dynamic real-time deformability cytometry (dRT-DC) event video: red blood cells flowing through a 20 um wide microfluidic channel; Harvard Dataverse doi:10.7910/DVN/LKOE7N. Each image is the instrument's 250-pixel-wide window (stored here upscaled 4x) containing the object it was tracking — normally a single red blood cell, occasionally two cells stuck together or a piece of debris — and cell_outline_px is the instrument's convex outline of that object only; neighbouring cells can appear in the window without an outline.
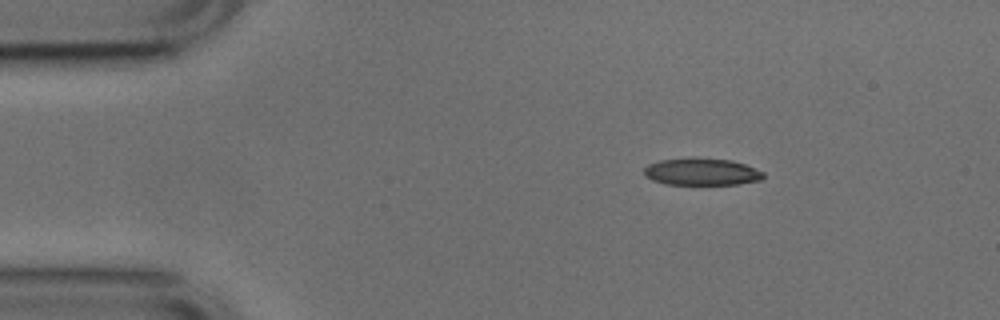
{"species": "common noctule bat (a hibernating species)", "species_latin": "Nyctalus noctula", "temperature_condition": "cold", "stored_images_in_passage": 45, "camera_frame_rate_fps": 3000, "um_per_image_px": 0.085, "animal": {"sex": "male", "body_mass_g": 17.9, "forearm_length_mm": 54.2}, "frame": {"image": 1, "passage_image": 1, "time_ms": 0.0, "image_size_px": [1000, 320], "cell_outline_px": [[764, 176], [760, 180], [736, 184], [668, 184], [652, 180], [644, 176], [644, 168], [648, 164], [660, 160], [692, 156], [696, 156], [732, 160], [744, 164], [764, 172]], "centroid_in_image_um": [59.61, 14.57], "position_along_channel_um": 25.4, "area_um2": 19.13}}
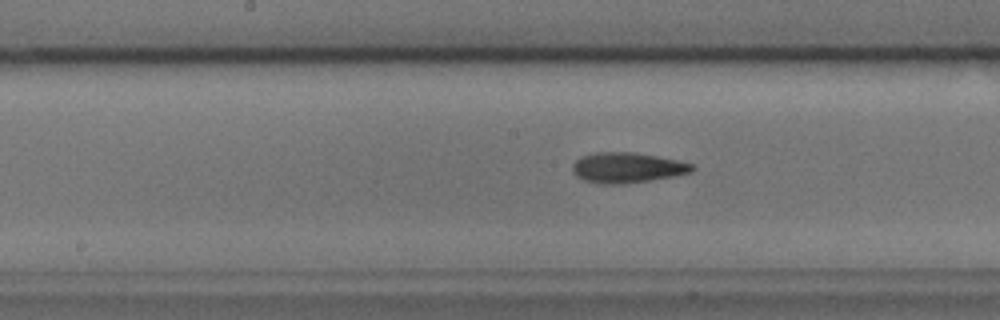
{"frame": {"image": 2, "passage_image": 19, "time_ms": 6.0, "image_size_px": [1000, 320], "cell_outline_px": [[696, 168], [692, 172], [676, 176], [624, 184], [600, 184], [584, 180], [576, 176], [572, 172], [572, 164], [580, 156], [596, 152], [632, 152], [656, 156], [696, 164]], "centroid_in_image_um": [53.32, 14.25], "position_along_channel_um": 194.9, "area_um2": 21.39}}
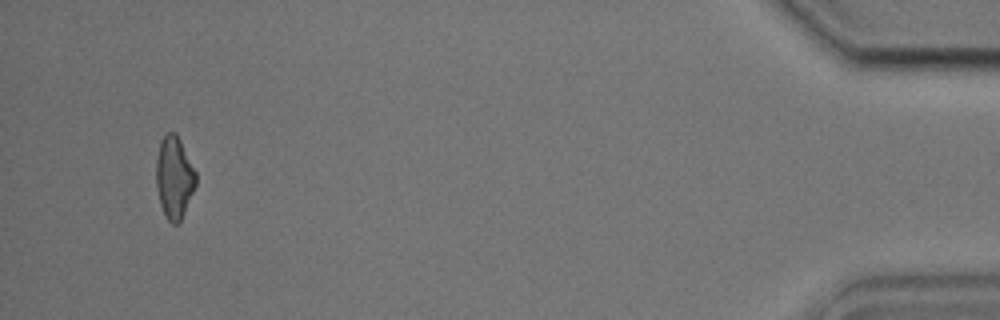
{"frame": {"image": 3, "passage_image": 43, "time_ms": 14.0, "image_size_px": [1000, 320], "cell_outline_px": [[196, 184], [184, 212], [180, 220], [176, 224], [172, 224], [168, 220], [160, 204], [156, 188], [156, 160], [160, 140], [168, 132], [176, 132], [196, 172]], "centroid_in_image_um": [14.79, 15.06], "position_along_channel_um": 420.4, "area_um2": 18.84}, "authors_computed_cell_mechanics": {"area_um2": 19.9988, "velocity_mm_per_s": 3.799, "shape_relaxation_time_tau1_ms": 5.0791, "shape_relaxation_time_tau2_ms": 4.8981, "deformation_change_tau1": 0.1255, "deformation_change_tau2": 0.1412}}